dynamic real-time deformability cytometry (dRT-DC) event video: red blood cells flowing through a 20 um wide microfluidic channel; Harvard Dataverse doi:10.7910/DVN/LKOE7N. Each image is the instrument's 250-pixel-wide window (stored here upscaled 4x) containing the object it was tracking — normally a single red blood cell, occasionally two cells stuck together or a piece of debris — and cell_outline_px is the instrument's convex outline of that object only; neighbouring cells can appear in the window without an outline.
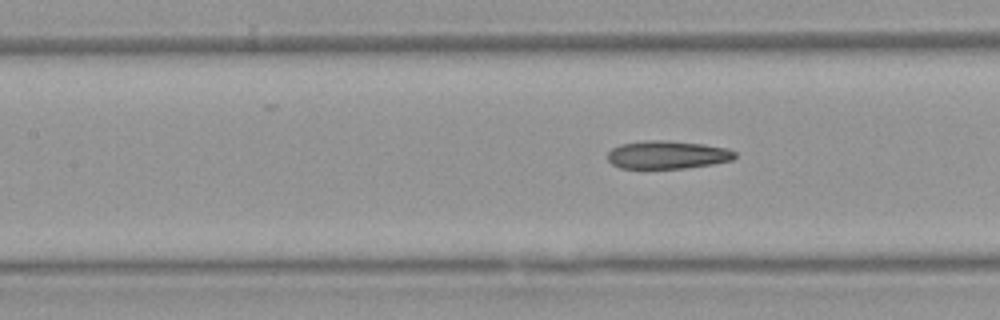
{"species": "Egyptian fruit bat (a non-hibernating species)", "species_latin": "Rousettus aegyptiacus", "temperature_condition": "warm", "stored_images_in_passage": 6, "segment_of_instrument_passage": [2, 2], "camera_frame_rate_fps": 3000, "um_per_image_px": 0.085, "animal": {"sex": "female"}, "frame": {"image": 1, "passage_image": 6, "time_ms": 7.333, "image_size_px": [1000, 320], "cell_outline_px": [[736, 156], [732, 160], [712, 164], [684, 168], [620, 168], [612, 164], [608, 160], [608, 152], [612, 148], [620, 144], [648, 140], [668, 140], [704, 144], [728, 148], [736, 152]], "centroid_in_image_um": [56.73, 13.15], "position_along_channel_um": 150.7, "area_um2": 20.87}}